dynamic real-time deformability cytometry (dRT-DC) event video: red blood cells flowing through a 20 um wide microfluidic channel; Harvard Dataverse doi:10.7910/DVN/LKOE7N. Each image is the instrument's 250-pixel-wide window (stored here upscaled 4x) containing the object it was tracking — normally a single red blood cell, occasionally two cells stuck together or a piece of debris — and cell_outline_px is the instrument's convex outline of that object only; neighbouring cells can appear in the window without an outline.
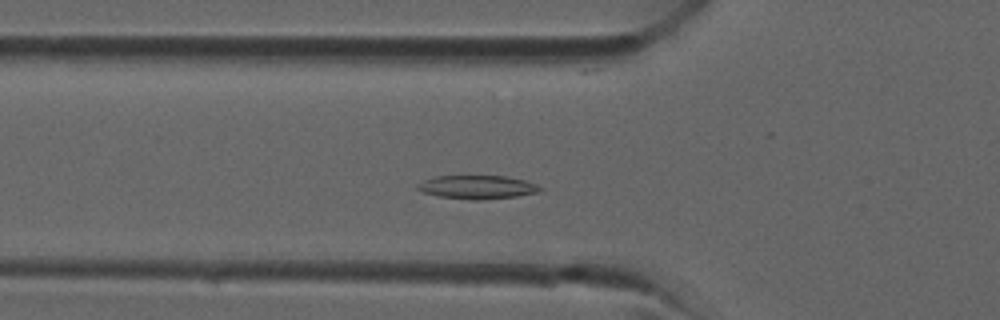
{"species": "common noctule bat (a hibernating species)", "species_latin": "Nyctalus noctula", "temperature_condition": "room temperature", "stored_images_in_passage": 34, "camera_frame_rate_fps": 3000, "um_per_image_px": 0.085, "animal": {"sex": "male", "forearm_length_mm": 52.5}, "frame": {"image": 1, "passage_image": 8, "time_ms": 2.333, "image_size_px": [1000, 320], "cell_outline_px": [[544, 188], [540, 192], [516, 196], [484, 200], [468, 200], [440, 196], [424, 192], [416, 188], [416, 184], [424, 180], [436, 176], [504, 176], [524, 180], [536, 184]], "centroid_in_image_um": [40.59, 15.91], "position_along_channel_um": 85.2, "area_um2": 16.82}}
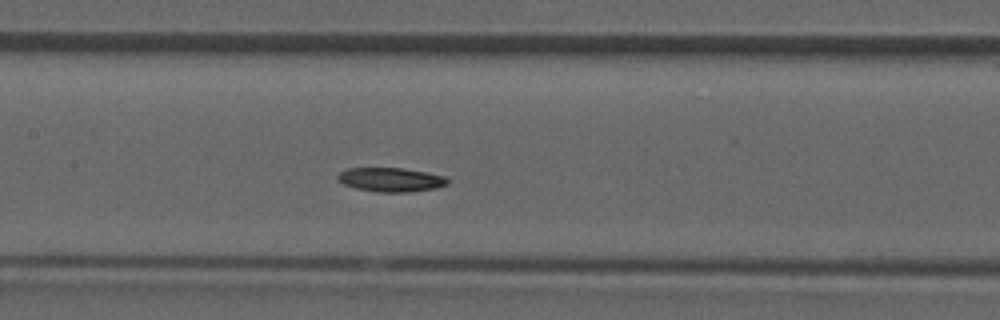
{"frame": {"image": 2, "passage_image": 13, "time_ms": 4.0, "image_size_px": [1000, 320], "cell_outline_px": [[448, 184], [436, 188], [408, 192], [376, 192], [356, 188], [344, 184], [336, 180], [336, 176], [340, 172], [348, 168], [404, 168], [428, 172], [444, 176], [448, 180]], "centroid_in_image_um": [33.21, 15.27], "position_along_channel_um": 174.2, "area_um2": 15.49}}
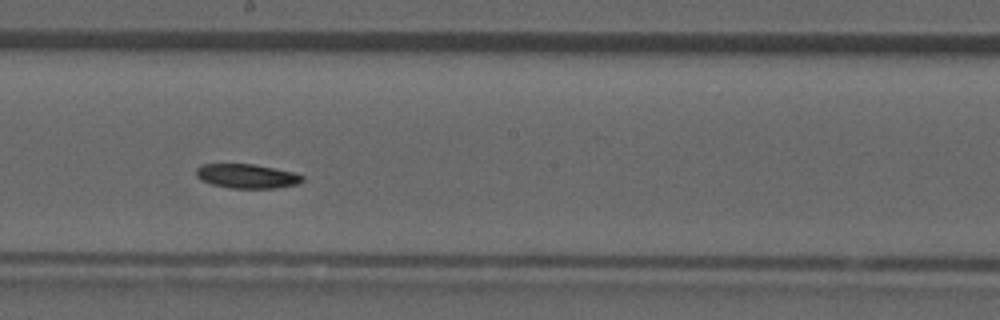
{"frame": {"image": 3, "passage_image": 16, "time_ms": 5.0, "image_size_px": [1000, 320], "cell_outline_px": [[304, 180], [300, 184], [276, 188], [228, 188], [212, 184], [200, 180], [196, 176], [196, 168], [200, 164], [252, 164], [296, 172], [304, 176]], "centroid_in_image_um": [21.01, 14.97], "position_along_channel_um": 227.2, "area_um2": 15.26}}